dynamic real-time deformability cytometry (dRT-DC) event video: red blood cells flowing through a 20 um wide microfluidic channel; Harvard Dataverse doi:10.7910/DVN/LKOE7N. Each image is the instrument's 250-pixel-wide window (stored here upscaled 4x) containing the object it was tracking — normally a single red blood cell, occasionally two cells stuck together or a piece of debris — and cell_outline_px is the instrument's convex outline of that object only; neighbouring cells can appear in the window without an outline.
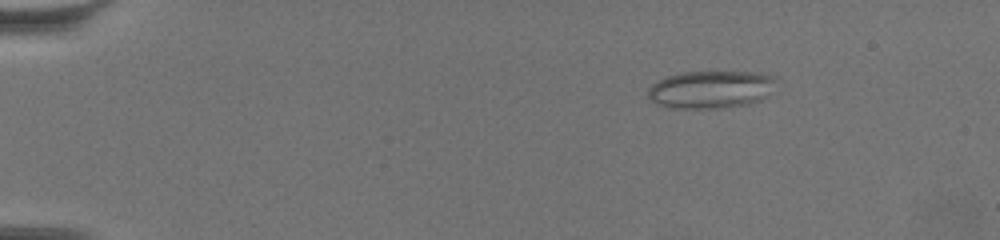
{"species": "common noctule bat (a hibernating species)", "species_latin": "Nyctalus noctula", "temperature_condition": "warm", "stored_images_in_passage": 38, "camera_frame_rate_fps": 3000, "um_per_image_px": 0.085, "animal": {"sex": "female", "body_mass_g": 19.5, "forearm_length_mm": 54.1}, "frame": {"image": 1, "passage_image": 1, "time_ms": 0.0, "image_size_px": [1000, 240], "cell_outline_px": [[776, 80], [768, 96], [760, 100], [748, 104], [716, 108], [672, 108], [656, 104], [648, 96], [648, 88], [652, 84], [668, 76], [684, 72], [756, 72], [776, 76]], "centroid_in_image_um": [60.44, 7.6], "position_along_channel_um": 24.6, "area_um2": 28.03}}
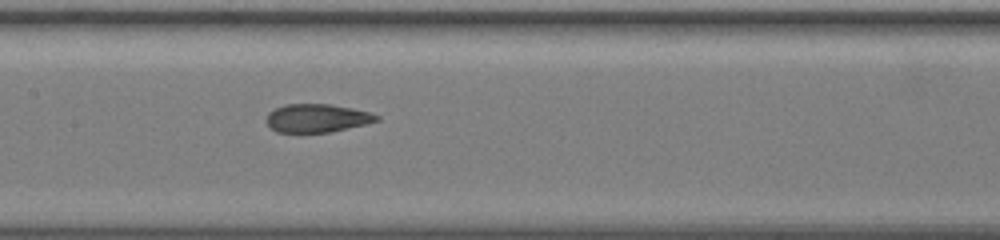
{"frame": {"image": 2, "passage_image": 24, "time_ms": 7.667, "image_size_px": [1000, 240], "cell_outline_px": [[380, 120], [332, 132], [276, 132], [264, 120], [268, 112], [284, 104], [332, 104], [372, 112], [380, 116]], "centroid_in_image_um": [26.95, 10.03], "position_along_channel_um": 180.5, "area_um2": 18.32}}
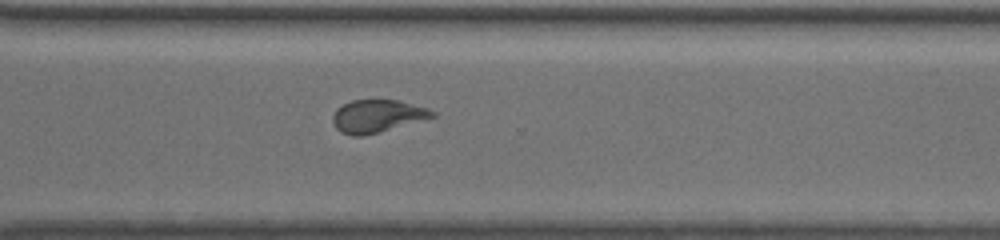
{"frame": {"image": 3, "passage_image": 38, "time_ms": 12.333, "image_size_px": [1000, 240], "cell_outline_px": [[436, 116], [364, 136], [352, 136], [340, 132], [336, 128], [332, 120], [332, 116], [336, 108], [352, 100], [400, 100], [428, 108], [436, 112]], "centroid_in_image_um": [32.05, 9.86], "position_along_channel_um": 338.6, "area_um2": 18.96}}